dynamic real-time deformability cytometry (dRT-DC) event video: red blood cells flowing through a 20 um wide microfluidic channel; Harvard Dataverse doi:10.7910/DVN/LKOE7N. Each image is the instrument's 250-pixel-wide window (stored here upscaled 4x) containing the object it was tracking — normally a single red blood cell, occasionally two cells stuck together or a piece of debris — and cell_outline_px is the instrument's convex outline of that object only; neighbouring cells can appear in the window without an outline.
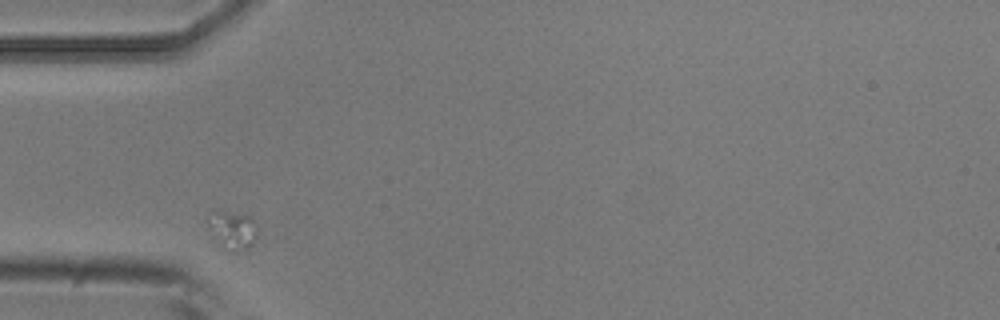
{"species": "common noctule bat (a hibernating species)", "species_latin": "Nyctalus noctula", "temperature_condition": "room temperature", "stored_images_in_passage": 2, "camera_frame_rate_fps": 3000, "um_per_image_px": 0.085, "animal": {"sex": "male", "body_mass_g": 20.5, "forearm_length_mm": 52.5}, "frame": {"image": 1, "passage_image": 1, "time_ms": 0.0, "image_size_px": [1000, 320], "cell_outline_px": [[256, 240], [248, 248], [236, 252], [224, 252], [212, 240], [208, 224], [208, 212], [212, 208], [220, 208], [248, 212], [256, 224]], "centroid_in_image_um": [19.69, 19.49], "position_along_channel_um": 65.3, "area_um2": 12.48}}